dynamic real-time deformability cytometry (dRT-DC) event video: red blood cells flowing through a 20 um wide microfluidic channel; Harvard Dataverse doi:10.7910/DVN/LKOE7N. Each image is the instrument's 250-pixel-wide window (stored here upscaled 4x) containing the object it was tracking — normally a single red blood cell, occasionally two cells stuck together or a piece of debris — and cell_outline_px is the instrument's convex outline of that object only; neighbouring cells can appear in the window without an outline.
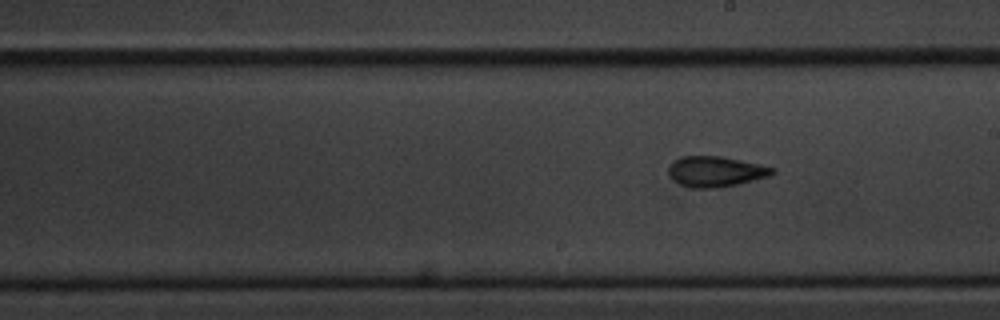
{"species": "common noctule bat (a hibernating species)", "species_latin": "Nyctalus noctula", "temperature_condition": "cold", "stored_images_in_passage": 10, "segment_of_instrument_passage": [2, 2], "camera_frame_rate_fps": 3000, "um_per_image_px": 0.085, "animal": {"sex": "male", "body_mass_g": 20.1, "forearm_length_mm": 53.5}, "frame": {"image": 1, "passage_image": 10, "time_ms": 11.333, "image_size_px": [1000, 320], "cell_outline_px": [[776, 172], [768, 176], [720, 188], [692, 188], [680, 184], [668, 172], [668, 168], [680, 156], [720, 156], [760, 164], [776, 168]], "centroid_in_image_um": [60.86, 14.58], "position_along_channel_um": 228.1, "area_um2": 18.21}}